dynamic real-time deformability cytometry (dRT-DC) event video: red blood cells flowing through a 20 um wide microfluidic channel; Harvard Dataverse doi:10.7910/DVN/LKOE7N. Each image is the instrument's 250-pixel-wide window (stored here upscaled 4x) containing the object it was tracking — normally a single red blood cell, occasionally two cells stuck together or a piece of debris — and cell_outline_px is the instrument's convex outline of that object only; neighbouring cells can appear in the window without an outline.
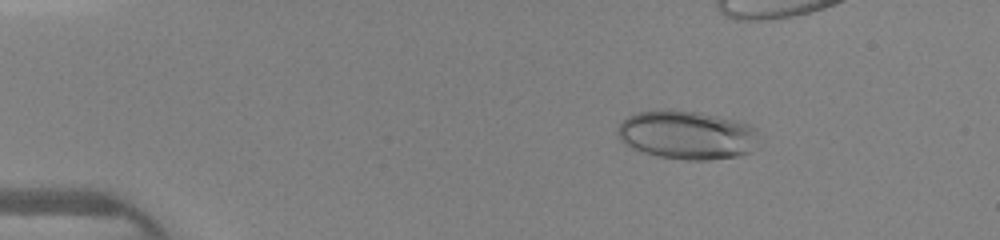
{"species": "human", "species_latin": "Homo sapiens", "temperature_condition": "warm", "stored_images_in_passage": 32, "camera_frame_rate_fps": 3000, "um_per_image_px": 0.085, "donor": {"sex": "female"}, "frame": {"image": 1, "passage_image": 2, "time_ms": 0.333, "image_size_px": [1000, 240], "cell_outline_px": [[760, 148], [752, 152], [740, 156], [708, 160], [684, 160], [660, 156], [644, 152], [632, 148], [624, 144], [620, 140], [616, 132], [620, 124], [628, 116], [636, 112], [700, 112], [736, 120], [748, 124], [756, 128]], "centroid_in_image_um": [58.48, 11.51], "position_along_channel_um": 26.5, "area_um2": 39.94}}
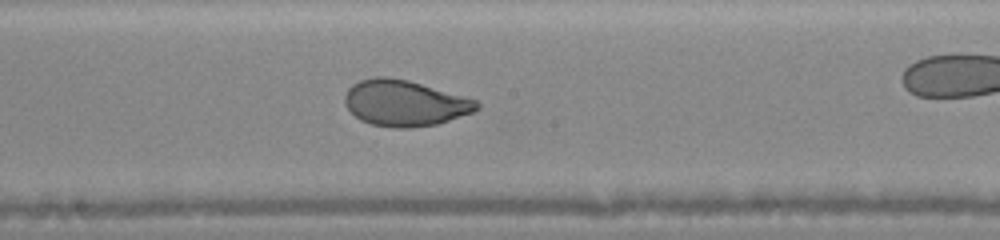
{"frame": {"image": 2, "passage_image": 20, "time_ms": 6.333, "image_size_px": [1000, 240], "cell_outline_px": [[480, 108], [472, 112], [436, 124], [408, 128], [392, 128], [372, 124], [360, 120], [344, 104], [344, 96], [348, 88], [352, 84], [360, 80], [376, 76], [388, 76], [408, 80], [476, 100], [480, 104]], "centroid_in_image_um": [34.36, 8.76], "position_along_channel_um": 213.8, "area_um2": 35.14}}
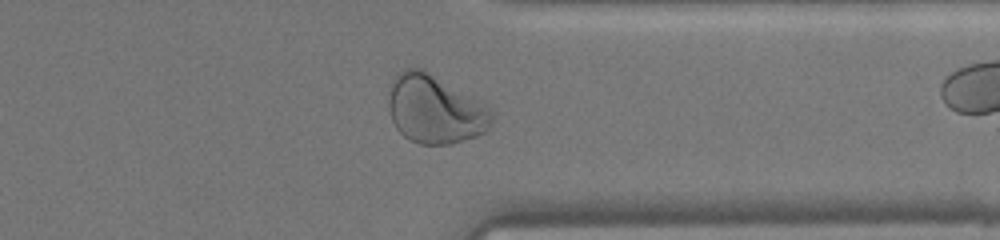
{"frame": {"image": 3, "passage_image": 31, "time_ms": 10.0, "image_size_px": [1000, 240], "cell_outline_px": [[496, 112], [488, 132], [464, 140], [448, 144], [420, 144], [408, 140], [396, 128], [392, 120], [388, 108], [388, 96], [392, 80], [404, 68], [424, 68], [484, 104]], "centroid_in_image_um": [36.98, 9.3], "position_along_channel_um": 374.4, "area_um2": 41.56}}